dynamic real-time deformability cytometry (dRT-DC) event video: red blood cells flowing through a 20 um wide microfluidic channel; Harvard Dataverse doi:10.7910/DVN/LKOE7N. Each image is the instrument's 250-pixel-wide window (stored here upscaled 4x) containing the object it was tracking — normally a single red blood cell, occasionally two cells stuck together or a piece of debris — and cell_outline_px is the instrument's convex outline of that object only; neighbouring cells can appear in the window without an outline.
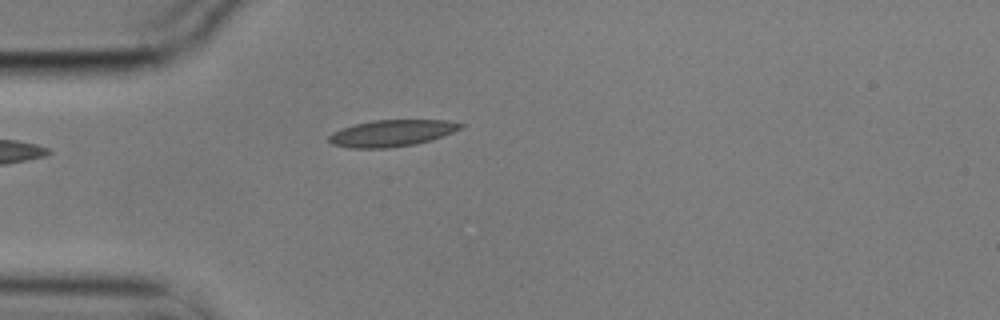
{"species": "common noctule bat (a hibernating species)", "species_latin": "Nyctalus noctula", "temperature_condition": "cold", "stored_images_in_passage": 4, "camera_frame_rate_fps": 3000, "um_per_image_px": 0.085, "animal": {"sex": "male", "body_mass_g": 17.9}, "frame": {"image": 1, "passage_image": 4, "time_ms": 1.0, "image_size_px": [1000, 320], "cell_outline_px": [[464, 124], [460, 128], [452, 132], [432, 140], [416, 144], [388, 148], [348, 148], [332, 144], [328, 140], [328, 136], [332, 132], [340, 128], [372, 120], [448, 120]], "centroid_in_image_um": [33.26, 11.32], "position_along_channel_um": 51.7, "area_um2": 20.46}}